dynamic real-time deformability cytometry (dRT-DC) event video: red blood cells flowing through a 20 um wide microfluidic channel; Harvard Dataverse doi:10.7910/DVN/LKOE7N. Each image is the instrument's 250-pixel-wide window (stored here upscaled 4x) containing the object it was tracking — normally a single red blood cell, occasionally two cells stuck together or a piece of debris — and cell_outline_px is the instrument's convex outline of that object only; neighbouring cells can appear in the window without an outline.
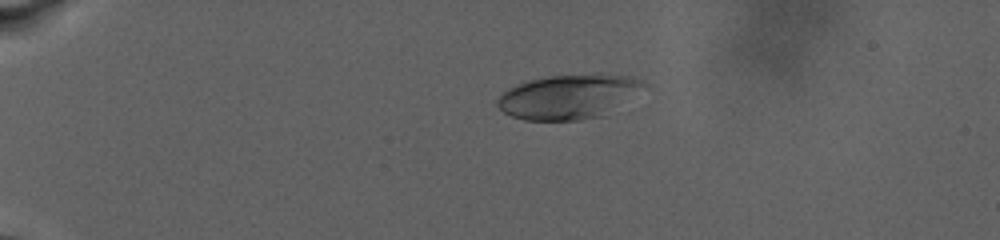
{"species": "human", "species_latin": "Homo sapiens", "temperature_condition": "warm", "stored_images_in_passage": 30, "camera_frame_rate_fps": 3000, "um_per_image_px": 0.085, "donor": {"sex": "male"}, "frame": {"image": 1, "passage_image": 4, "time_ms": 0.667, "image_size_px": [1000, 240], "cell_outline_px": [[648, 84], [600, 116], [580, 120], [524, 120], [512, 116], [504, 112], [496, 104], [496, 100], [508, 88], [528, 80], [548, 76], [596, 72], [624, 76]], "centroid_in_image_um": [48.23, 8.19], "position_along_channel_um": 36.8, "area_um2": 37.28}}